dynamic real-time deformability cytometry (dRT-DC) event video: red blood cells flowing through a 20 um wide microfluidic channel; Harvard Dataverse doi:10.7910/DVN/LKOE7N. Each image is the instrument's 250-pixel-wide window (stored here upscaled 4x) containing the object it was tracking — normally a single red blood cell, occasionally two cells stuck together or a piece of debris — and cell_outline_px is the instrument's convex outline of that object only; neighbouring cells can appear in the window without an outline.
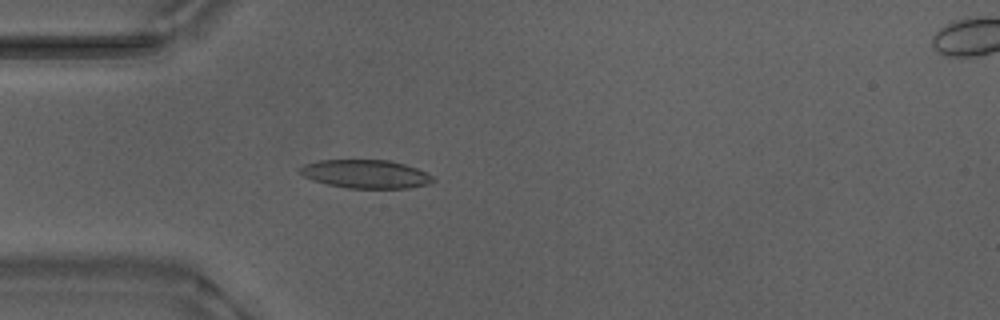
{"species": "Egyptian fruit bat (a non-hibernating species)", "species_latin": "Rousettus aegyptiacus", "temperature_condition": "warm", "stored_images_in_passage": 54, "camera_frame_rate_fps": 3000, "um_per_image_px": 0.085, "animal": {"sex": "male"}, "frame": {"image": 1, "passage_image": 16, "time_ms": 5.0, "image_size_px": [1000, 320], "cell_outline_px": [[436, 180], [428, 184], [408, 188], [348, 188], [328, 184], [312, 180], [304, 176], [300, 172], [300, 168], [304, 164], [320, 160], [388, 160], [404, 164], [416, 168], [432, 176]], "centroid_in_image_um": [31.08, 14.79], "position_along_channel_um": 53.9, "area_um2": 21.85}}
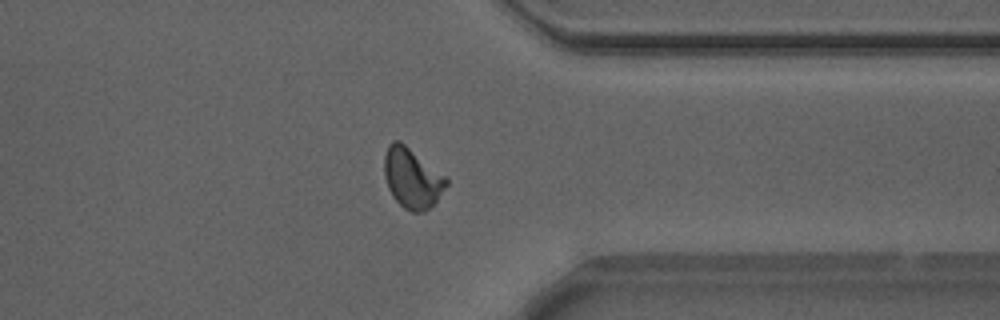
{"frame": {"image": 2, "passage_image": 42, "time_ms": 13.667, "image_size_px": [1000, 320], "cell_outline_px": [[448, 184], [436, 200], [424, 212], [412, 212], [404, 208], [392, 196], [388, 188], [384, 176], [384, 156], [388, 144], [392, 140], [400, 140], [444, 176], [448, 180]], "centroid_in_image_um": [34.98, 15.13], "position_along_channel_um": 376.4, "area_um2": 21.44}}
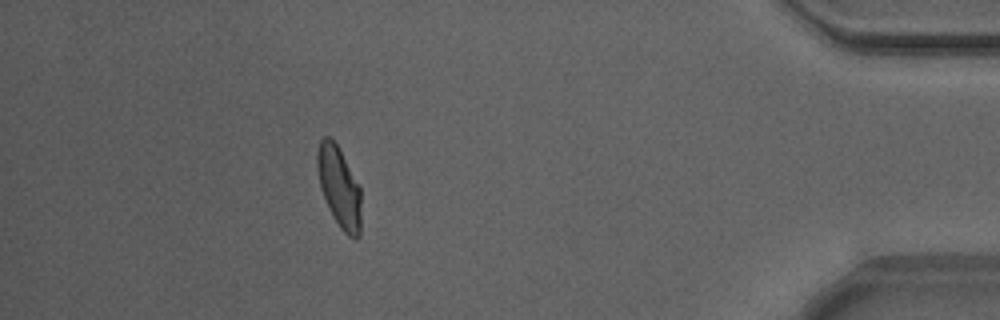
{"frame": {"image": 3, "passage_image": 48, "time_ms": 15.667, "image_size_px": [1000, 320], "cell_outline_px": [[360, 236], [356, 240], [348, 236], [340, 228], [332, 216], [324, 196], [320, 184], [316, 168], [316, 156], [320, 140], [324, 136], [328, 136], [336, 144], [360, 188]], "centroid_in_image_um": [28.81, 15.94], "position_along_channel_um": 406.4, "area_um2": 20.29}, "authors_computed_cell_mechanics": {"area_um2": 20.8658, "velocity_mm_per_s": 3.8719, "shape_relaxation_time_tau1_ms": 6.2434, "shape_relaxation_time_tau2_ms": 1.1145, "deformation_change_tau1": 0.1881, "deformation_change_tau2": 0.0694}}